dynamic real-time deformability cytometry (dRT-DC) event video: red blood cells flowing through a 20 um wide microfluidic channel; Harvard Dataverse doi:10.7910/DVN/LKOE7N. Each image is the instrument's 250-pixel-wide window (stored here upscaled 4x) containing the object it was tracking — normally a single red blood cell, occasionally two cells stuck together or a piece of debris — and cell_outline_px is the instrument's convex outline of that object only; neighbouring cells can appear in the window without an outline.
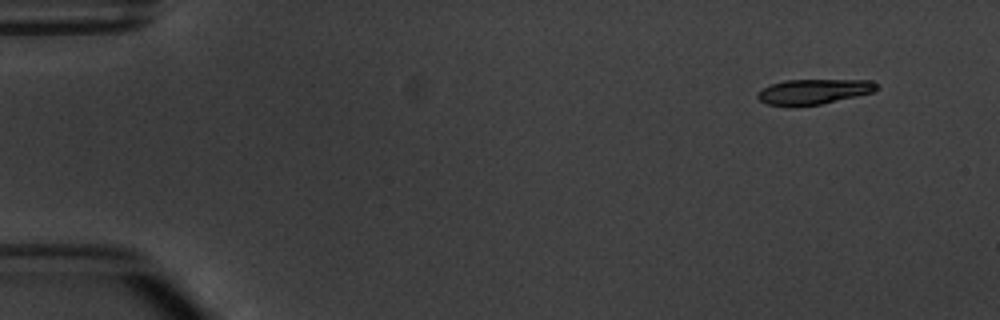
{"species": "common noctule bat (a hibernating species)", "species_latin": "Nyctalus noctula", "temperature_condition": "warm", "stored_images_in_passage": 4, "camera_frame_rate_fps": 3000, "um_per_image_px": 0.085, "animal": {"sex": "male", "body_mass_g": 20.1, "forearm_length_mm": 53.5}, "frame": {"image": 1, "passage_image": 1, "time_ms": 0.0, "image_size_px": [1000, 320], "cell_outline_px": [[880, 88], [876, 92], [820, 104], [792, 108], [768, 104], [760, 100], [756, 96], [764, 88], [772, 84], [784, 80], [872, 80], [880, 84]], "centroid_in_image_um": [69.23, 7.8], "position_along_channel_um": 15.8, "area_um2": 17.8}}
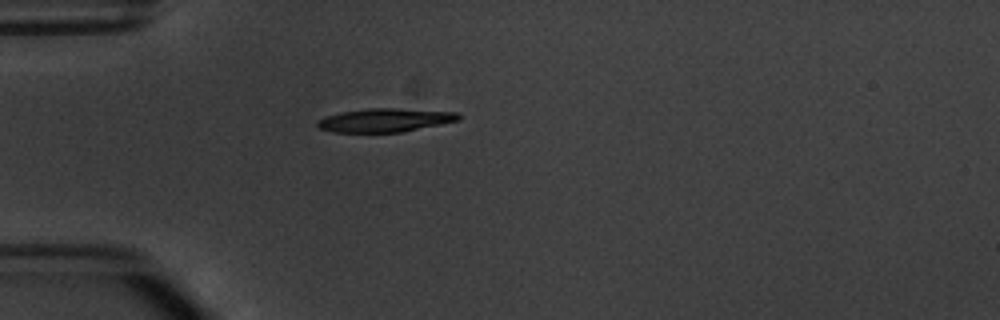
{"frame": {"image": 2, "passage_image": 4, "time_ms": 3.667, "image_size_px": [1000, 320], "cell_outline_px": [[460, 120], [404, 132], [332, 132], [320, 128], [316, 124], [316, 120], [324, 116], [340, 112], [368, 108], [396, 108], [456, 112], [460, 116]], "centroid_in_image_um": [32.69, 10.21], "position_along_channel_um": 52.3, "area_um2": 19.48}}